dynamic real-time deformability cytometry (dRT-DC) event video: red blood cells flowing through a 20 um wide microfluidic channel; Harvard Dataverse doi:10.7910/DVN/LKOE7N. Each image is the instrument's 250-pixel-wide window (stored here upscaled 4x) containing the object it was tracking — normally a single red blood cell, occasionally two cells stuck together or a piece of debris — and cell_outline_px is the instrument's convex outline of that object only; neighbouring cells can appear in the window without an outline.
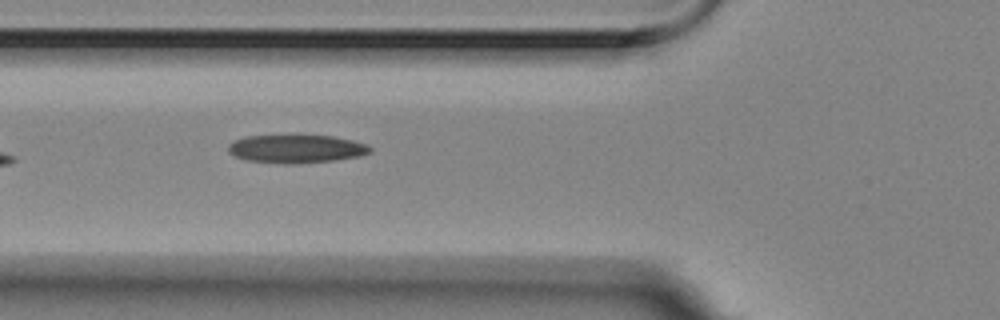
{"species": "Egyptian fruit bat (a non-hibernating species)", "species_latin": "Rousettus aegyptiacus", "temperature_condition": "room temperature", "stored_images_in_passage": 8, "camera_frame_rate_fps": 3000, "um_per_image_px": 0.085, "animal": {"sex": "female"}, "frame": {"image": 1, "passage_image": 6, "time_ms": 1.667, "image_size_px": [1000, 320], "cell_outline_px": [[372, 152], [360, 156], [332, 160], [292, 164], [284, 164], [248, 160], [236, 156], [228, 152], [228, 144], [244, 136], [292, 132], [300, 132], [332, 136], [352, 140], [368, 144], [372, 148]], "centroid_in_image_um": [25.18, 12.58], "position_along_channel_um": 100.6, "area_um2": 24.51}}
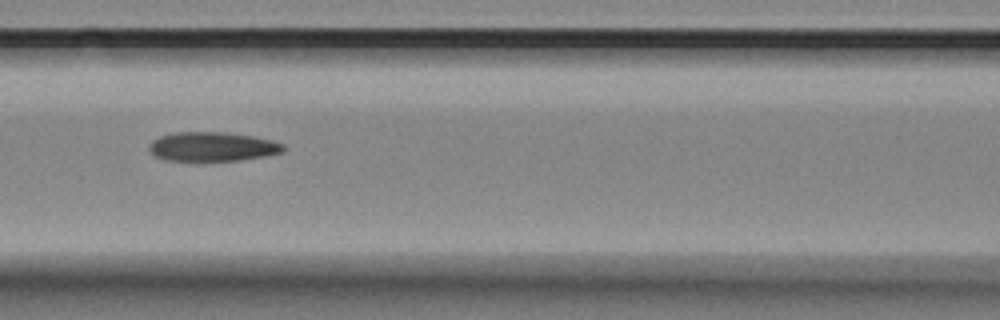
{"frame": {"image": 2, "passage_image": 7, "time_ms": 2.0, "image_size_px": [1000, 320], "cell_outline_px": [[284, 152], [264, 156], [240, 160], [164, 160], [152, 156], [148, 148], [148, 144], [152, 140], [160, 136], [176, 132], [224, 132], [252, 136], [272, 140], [284, 144]], "centroid_in_image_um": [18.01, 12.46], "position_along_channel_um": 148.6, "area_um2": 22.89}}
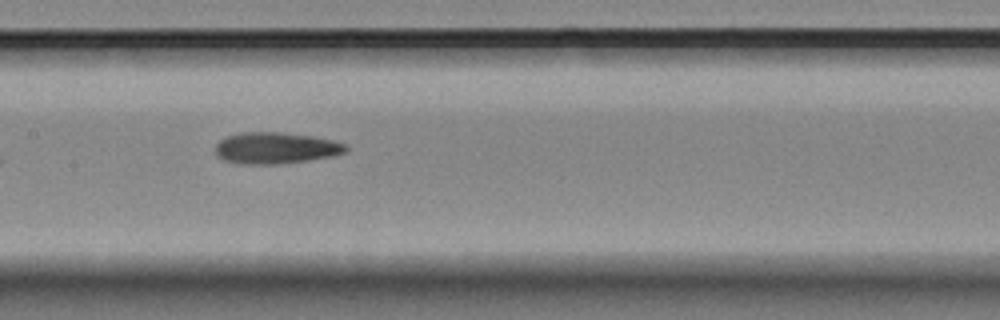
{"frame": {"image": 3, "passage_image": 8, "time_ms": 2.333, "image_size_px": [1000, 320], "cell_outline_px": [[348, 152], [332, 156], [308, 160], [280, 164], [240, 164], [224, 160], [216, 156], [216, 144], [224, 136], [240, 132], [276, 132], [312, 136], [332, 140], [344, 144], [348, 148]], "centroid_in_image_um": [23.4, 12.58], "position_along_channel_um": 184.0, "area_um2": 23.99}}